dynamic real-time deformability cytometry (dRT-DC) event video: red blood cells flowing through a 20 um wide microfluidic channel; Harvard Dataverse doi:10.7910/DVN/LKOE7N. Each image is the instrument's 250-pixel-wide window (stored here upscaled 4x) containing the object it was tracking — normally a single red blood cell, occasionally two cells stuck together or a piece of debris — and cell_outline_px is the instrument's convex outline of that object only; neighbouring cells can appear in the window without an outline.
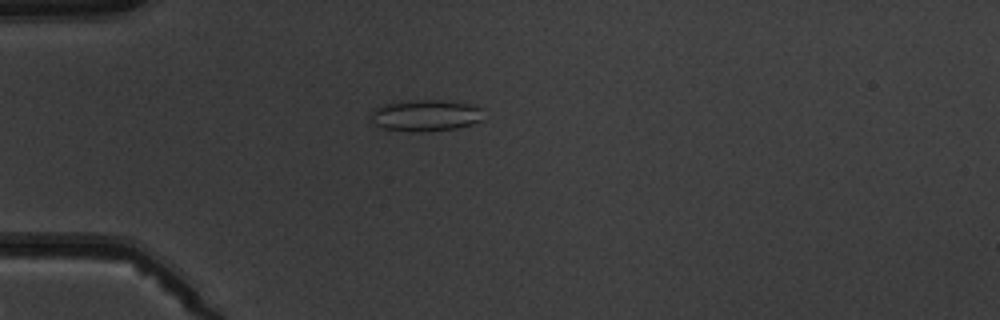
{"species": "common noctule bat (a hibernating species)", "species_latin": "Nyctalus noctula", "temperature_condition": "warm", "stored_images_in_passage": 5, "camera_frame_rate_fps": 3000, "um_per_image_px": 0.085, "animal": {"sex": "male", "body_mass_g": 19.5, "forearm_length_mm": 54.6}, "frame": {"image": 1, "passage_image": 4, "time_ms": 4.333, "image_size_px": [1000, 320], "cell_outline_px": [[480, 120], [472, 124], [456, 128], [424, 132], [408, 132], [384, 128], [376, 124], [368, 116], [368, 112], [372, 108], [384, 104], [412, 100], [444, 100], [468, 104], [480, 108]], "centroid_in_image_um": [36.07, 9.82], "position_along_channel_um": 48.9, "area_um2": 20.69}}